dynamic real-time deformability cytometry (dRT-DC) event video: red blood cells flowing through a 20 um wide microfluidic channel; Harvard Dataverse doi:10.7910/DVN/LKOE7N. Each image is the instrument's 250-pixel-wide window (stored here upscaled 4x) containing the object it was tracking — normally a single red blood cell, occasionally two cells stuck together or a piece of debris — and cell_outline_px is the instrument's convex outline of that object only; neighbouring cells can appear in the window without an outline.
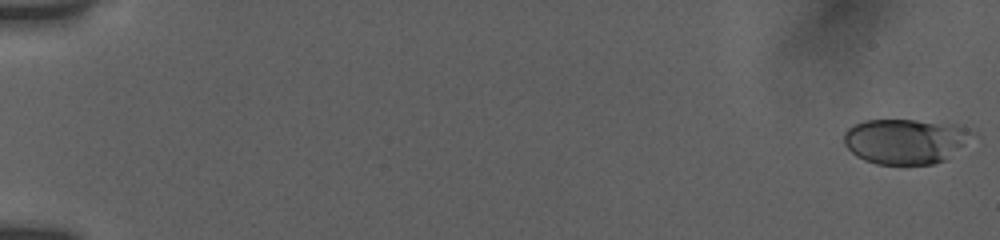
{"species": "human", "species_latin": "Homo sapiens", "temperature_condition": "room temperature", "stored_images_in_passage": 42, "camera_frame_rate_fps": 3000, "um_per_image_px": 0.085, "donor": {"sex": "female"}, "frame": {"image": 1, "passage_image": 1, "time_ms": 0.0, "image_size_px": [1000, 240], "cell_outline_px": [[980, 136], [944, 160], [932, 164], [876, 164], [864, 160], [856, 156], [844, 144], [844, 132], [852, 124], [864, 120], [916, 120], [956, 124], [968, 128], [976, 132]], "centroid_in_image_um": [77.04, 11.99], "position_along_channel_um": 8.0, "area_um2": 34.45}}
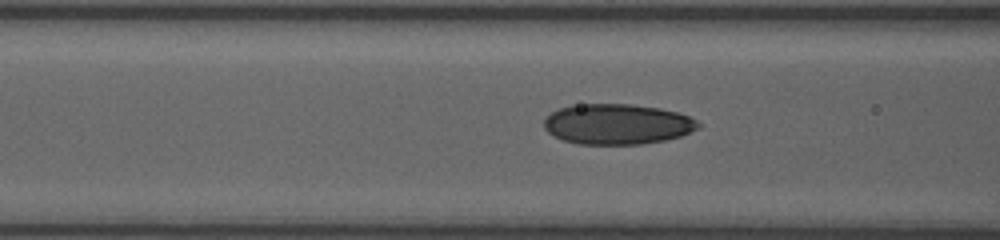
{"frame": {"image": 2, "passage_image": 17, "time_ms": 7.667, "image_size_px": [1000, 240], "cell_outline_px": [[700, 128], [680, 136], [664, 140], [640, 144], [580, 144], [564, 140], [548, 132], [544, 128], [544, 120], [552, 112], [560, 108], [572, 104], [632, 104], [660, 108], [676, 112], [688, 116], [696, 120], [700, 124]], "centroid_in_image_um": [52.47, 10.54], "position_along_channel_um": 114.1, "area_um2": 36.24}}
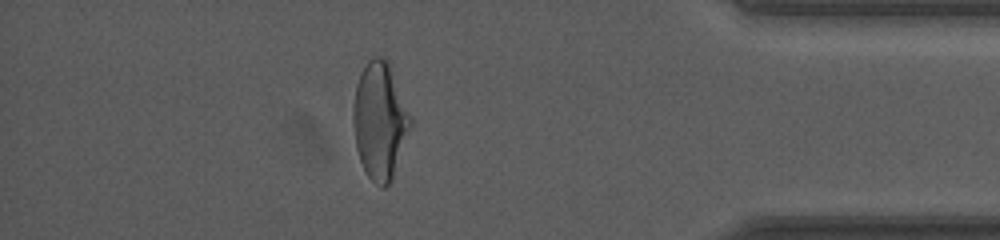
{"frame": {"image": 3, "passage_image": 36, "time_ms": 16.0, "image_size_px": [1000, 240], "cell_outline_px": [[412, 124], [392, 180], [384, 188], [376, 184], [368, 176], [360, 160], [356, 148], [352, 116], [356, 84], [360, 72], [368, 60], [372, 56], [384, 56], [388, 60], [412, 116]], "centroid_in_image_um": [32.3, 10.22], "position_along_channel_um": 402.9, "area_um2": 39.3}, "authors_computed_cell_mechanics": {"area_um2": 35.2291, "velocity_mm_per_s": 3.8176, "shape_relaxation_time_tau1_ms": 7.4512, "shape_relaxation_time_tau2_ms": 1.0403, "deformation_change_tau1": 0.1932, "deformation_change_tau2": 0.0684}}